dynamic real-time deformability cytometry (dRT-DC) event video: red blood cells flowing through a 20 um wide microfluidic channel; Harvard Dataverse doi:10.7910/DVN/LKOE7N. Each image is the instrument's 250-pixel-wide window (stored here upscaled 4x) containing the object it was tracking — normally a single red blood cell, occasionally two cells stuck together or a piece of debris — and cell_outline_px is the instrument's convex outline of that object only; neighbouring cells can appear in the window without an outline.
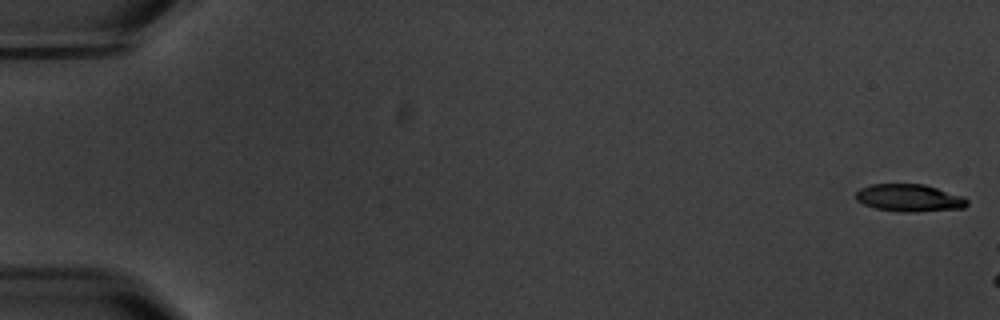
{"species": "common noctule bat (a hibernating species)", "species_latin": "Nyctalus noctula", "temperature_condition": "warm", "stored_images_in_passage": 3, "camera_frame_rate_fps": 3000, "um_per_image_px": 0.085, "animal": {"sex": "male", "body_mass_g": 20.1, "forearm_length_mm": 53.5}, "frame": {"image": 1, "passage_image": 1, "time_ms": 0.0, "image_size_px": [1000, 320], "cell_outline_px": [[968, 204], [964, 208], [916, 212], [900, 212], [876, 208], [864, 204], [856, 200], [856, 192], [860, 188], [872, 184], [924, 184], [964, 196], [968, 200]], "centroid_in_image_um": [77.31, 16.82], "position_along_channel_um": 7.7, "area_um2": 17.86}}